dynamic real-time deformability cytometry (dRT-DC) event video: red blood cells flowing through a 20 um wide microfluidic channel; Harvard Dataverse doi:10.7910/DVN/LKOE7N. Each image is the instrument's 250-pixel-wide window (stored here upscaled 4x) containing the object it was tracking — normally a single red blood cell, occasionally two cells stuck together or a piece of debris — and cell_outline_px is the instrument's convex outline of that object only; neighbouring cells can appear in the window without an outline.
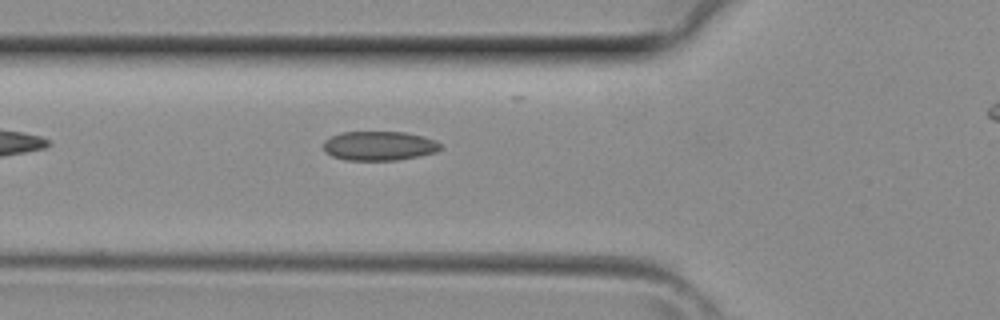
{"species": "common noctule bat (a hibernating species)", "species_latin": "Nyctalus noctula", "temperature_condition": "room temperature", "stored_images_in_passage": 4, "segment_of_instrument_passage": [1, 2], "camera_frame_rate_fps": 3000, "um_per_image_px": 0.085, "animal": {"sex": "female", "body_mass_g": 29.2, "forearm_length_mm": 56.3}, "frame": {"image": 1, "passage_image": 3, "time_ms": 0.667, "image_size_px": [1000, 320], "cell_outline_px": [[444, 148], [436, 152], [420, 156], [396, 160], [344, 160], [332, 156], [324, 152], [324, 140], [332, 136], [344, 132], [404, 132], [424, 136], [436, 140]], "centroid_in_image_um": [32.26, 12.4], "position_along_channel_um": 93.5, "area_um2": 20.11}}